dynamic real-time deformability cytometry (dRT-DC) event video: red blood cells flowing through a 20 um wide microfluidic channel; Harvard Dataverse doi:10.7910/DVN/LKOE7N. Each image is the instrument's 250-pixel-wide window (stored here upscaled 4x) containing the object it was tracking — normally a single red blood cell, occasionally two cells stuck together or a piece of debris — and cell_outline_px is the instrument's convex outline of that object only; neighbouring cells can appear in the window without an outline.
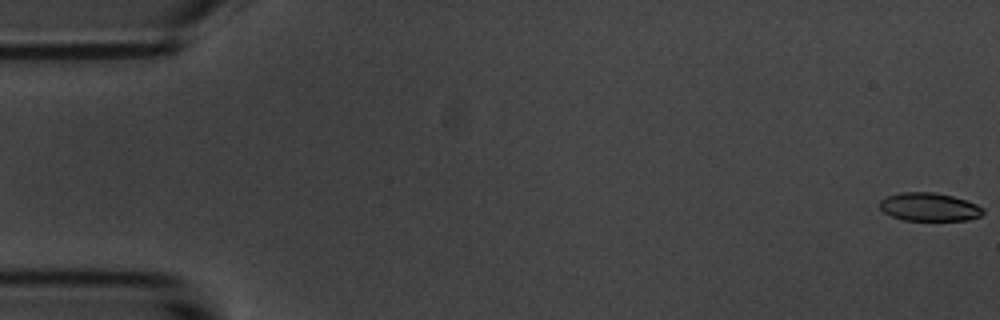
{"species": "common noctule bat (a hibernating species)", "species_latin": "Nyctalus noctula", "temperature_condition": "room temperature", "stored_images_in_passage": 57, "camera_frame_rate_fps": 3000, "um_per_image_px": 0.085, "animal": {"sex": "male", "body_mass_g": 20.1, "forearm_length_mm": 53.5}, "frame": {"image": 1, "passage_image": 1, "time_ms": 0.0, "image_size_px": [1000, 320], "cell_outline_px": [[984, 212], [980, 216], [968, 220], [904, 220], [892, 216], [884, 212], [880, 208], [880, 200], [888, 196], [900, 192], [936, 192], [952, 196], [976, 204], [984, 208]], "centroid_in_image_um": [78.99, 17.59], "position_along_channel_um": 6.0, "area_um2": 16.94}}
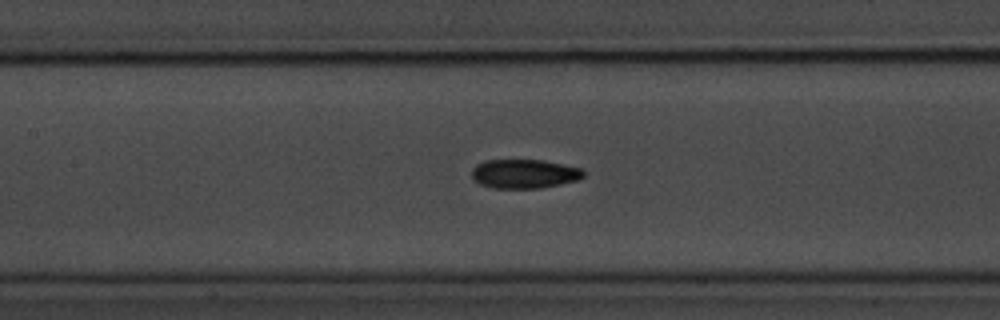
{"frame": {"image": 2, "passage_image": 26, "time_ms": 8.333, "image_size_px": [1000, 320], "cell_outline_px": [[584, 176], [580, 180], [540, 188], [492, 188], [480, 184], [472, 176], [472, 168], [476, 164], [484, 160], [540, 160], [580, 168], [584, 172]], "centroid_in_image_um": [44.55, 14.78], "position_along_channel_um": 162.9, "area_um2": 18.84}}
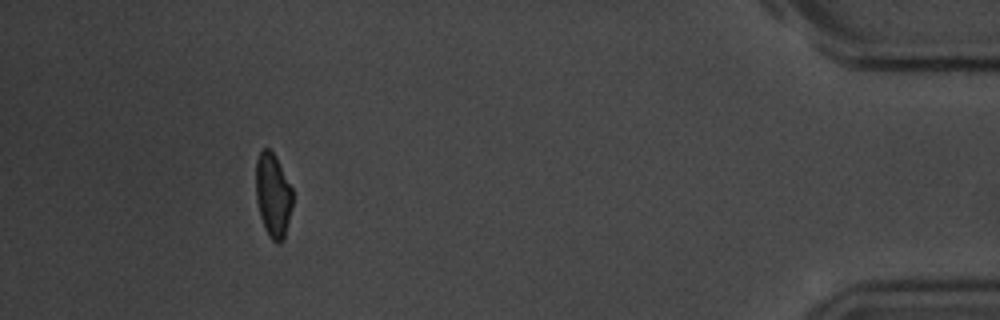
{"frame": {"image": 3, "passage_image": 52, "time_ms": 17.0, "image_size_px": [1000, 320], "cell_outline_px": [[292, 208], [284, 240], [280, 244], [276, 244], [272, 240], [264, 228], [260, 216], [256, 200], [256, 160], [260, 152], [264, 148], [268, 148], [276, 156], [292, 188]], "centroid_in_image_um": [23.21, 16.63], "position_along_channel_um": 412.0, "area_um2": 18.15}, "authors_computed_cell_mechanics": {"area_um2": 18.6694, "velocity_mm_per_s": 3.591, "shape_relaxation_time_tau1_ms": 4.2485, "shape_relaxation_time_tau2_ms": 3.233, "deformation_change_tau1": 0.1454, "deformation_change_tau2": 0.1001}}